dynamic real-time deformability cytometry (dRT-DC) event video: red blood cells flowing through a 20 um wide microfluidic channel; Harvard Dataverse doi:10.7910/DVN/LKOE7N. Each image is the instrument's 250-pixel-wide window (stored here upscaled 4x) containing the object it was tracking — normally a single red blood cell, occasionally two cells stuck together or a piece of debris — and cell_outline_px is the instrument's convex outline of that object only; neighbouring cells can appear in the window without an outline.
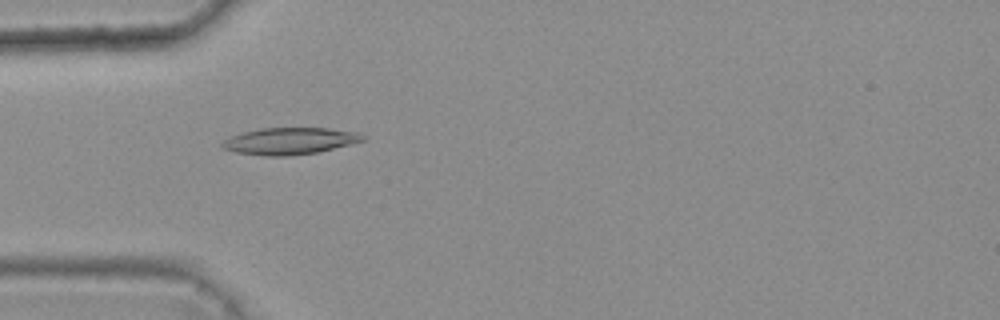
{"species": "common noctule bat (a hibernating species)", "species_latin": "Nyctalus noctula", "temperature_condition": "warm", "stored_images_in_passage": 5, "camera_frame_rate_fps": 3000, "um_per_image_px": 0.085, "animal": {"sex": "female", "body_mass_g": 25.1}, "frame": {"image": 1, "passage_image": 4, "time_ms": 1.0, "image_size_px": [1000, 320], "cell_outline_px": [[368, 136], [364, 140], [316, 152], [288, 156], [264, 156], [236, 152], [220, 148], [220, 144], [228, 136], [260, 128], [328, 128], [356, 132]], "centroid_in_image_um": [24.56, 11.98], "position_along_channel_um": 60.4, "area_um2": 21.91}}
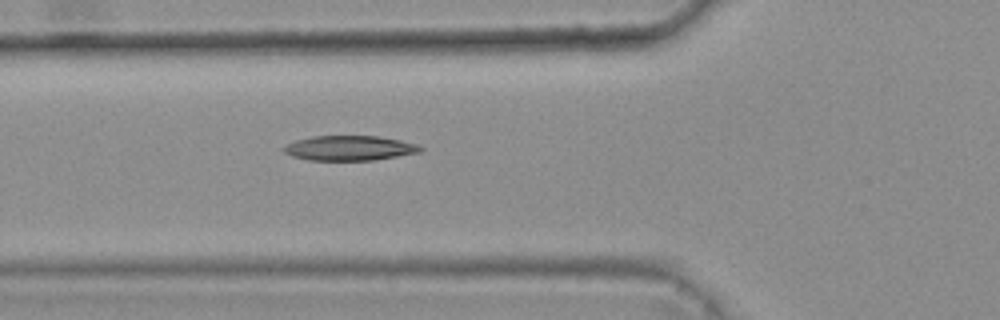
{"frame": {"image": 2, "passage_image": 5, "time_ms": 1.333, "image_size_px": [1000, 320], "cell_outline_px": [[424, 148], [420, 152], [372, 160], [308, 160], [292, 156], [284, 152], [280, 148], [296, 140], [312, 136], [380, 136], [400, 140], [416, 144]], "centroid_in_image_um": [29.68, 12.58], "position_along_channel_um": 96.1, "area_um2": 19.71}}